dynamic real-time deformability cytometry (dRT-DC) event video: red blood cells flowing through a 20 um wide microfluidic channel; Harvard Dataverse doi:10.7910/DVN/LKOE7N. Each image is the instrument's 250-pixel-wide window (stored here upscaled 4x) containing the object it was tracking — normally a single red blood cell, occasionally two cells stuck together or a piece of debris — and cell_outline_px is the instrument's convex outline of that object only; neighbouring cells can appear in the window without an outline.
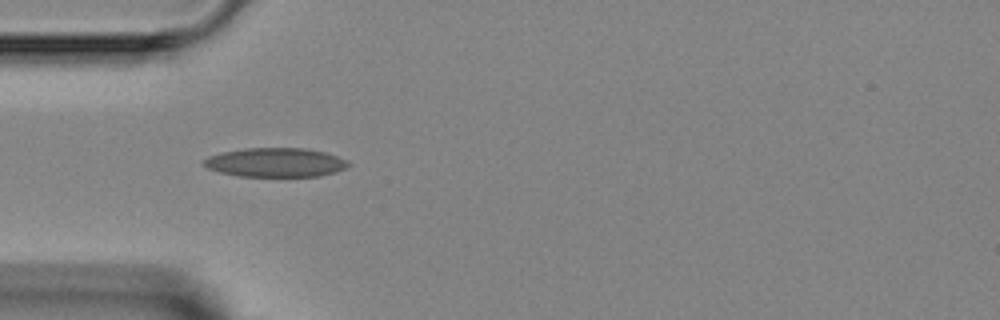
{"species": "Egyptian fruit bat (a non-hibernating species)", "species_latin": "Rousettus aegyptiacus", "temperature_condition": "room temperature", "stored_images_in_passage": 6, "camera_frame_rate_fps": 3000, "um_per_image_px": 0.085, "animal": {"sex": "female"}, "frame": {"image": 1, "passage_image": 5, "time_ms": 5.333, "image_size_px": [1000, 320], "cell_outline_px": [[352, 164], [336, 172], [320, 176], [240, 176], [220, 172], [208, 168], [204, 164], [204, 160], [208, 156], [224, 152], [244, 148], [304, 148], [324, 152], [348, 160]], "centroid_in_image_um": [23.45, 13.8], "position_along_channel_um": 61.5, "area_um2": 24.33}}
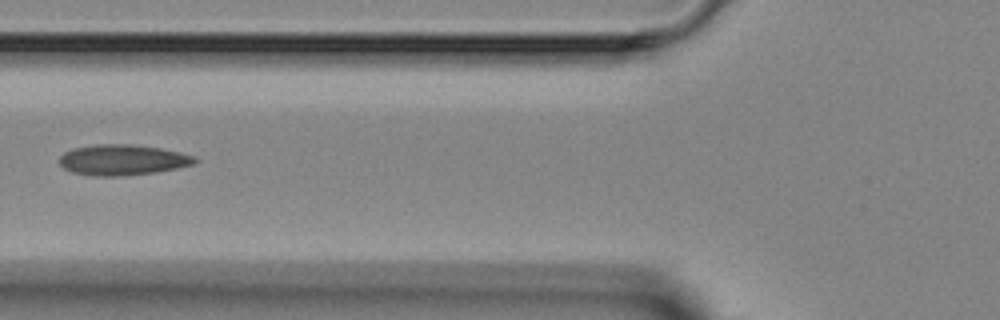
{"frame": {"image": 2, "passage_image": 6, "time_ms": 6.667, "image_size_px": [1000, 320], "cell_outline_px": [[200, 160], [192, 164], [176, 168], [156, 172], [124, 176], [96, 176], [72, 172], [64, 168], [60, 164], [60, 156], [64, 152], [72, 148], [96, 144], [132, 144], [160, 148], [180, 152], [196, 156]], "centroid_in_image_um": [10.43, 13.58], "position_along_channel_um": 115.4, "area_um2": 24.28}}